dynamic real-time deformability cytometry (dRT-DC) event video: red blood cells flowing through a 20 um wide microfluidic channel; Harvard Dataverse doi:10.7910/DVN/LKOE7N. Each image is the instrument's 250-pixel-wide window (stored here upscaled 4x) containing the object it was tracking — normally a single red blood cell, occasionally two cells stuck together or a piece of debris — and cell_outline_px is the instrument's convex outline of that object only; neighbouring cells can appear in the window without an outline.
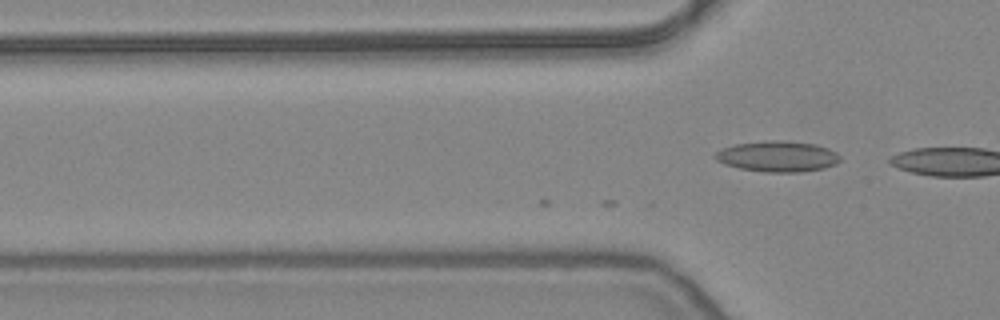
{"species": "common noctule bat (a hibernating species)", "species_latin": "Nyctalus noctula", "temperature_condition": "warm", "stored_images_in_passage": 13, "camera_frame_rate_fps": 3000, "um_per_image_px": 0.085, "animal": {"sex": "female", "body_mass_g": 24.6, "forearm_length_mm": 56.2}, "frame": {"image": 1, "passage_image": 13, "time_ms": 4.0, "image_size_px": [1000, 320], "cell_outline_px": [[840, 160], [836, 164], [824, 168], [800, 172], [764, 172], [740, 168], [724, 164], [716, 160], [712, 156], [716, 152], [724, 148], [736, 144], [764, 140], [780, 140], [816, 144], [828, 148], [836, 152], [840, 156]], "centroid_in_image_um": [66.1, 13.29], "position_along_channel_um": 59.7, "area_um2": 22.48}}